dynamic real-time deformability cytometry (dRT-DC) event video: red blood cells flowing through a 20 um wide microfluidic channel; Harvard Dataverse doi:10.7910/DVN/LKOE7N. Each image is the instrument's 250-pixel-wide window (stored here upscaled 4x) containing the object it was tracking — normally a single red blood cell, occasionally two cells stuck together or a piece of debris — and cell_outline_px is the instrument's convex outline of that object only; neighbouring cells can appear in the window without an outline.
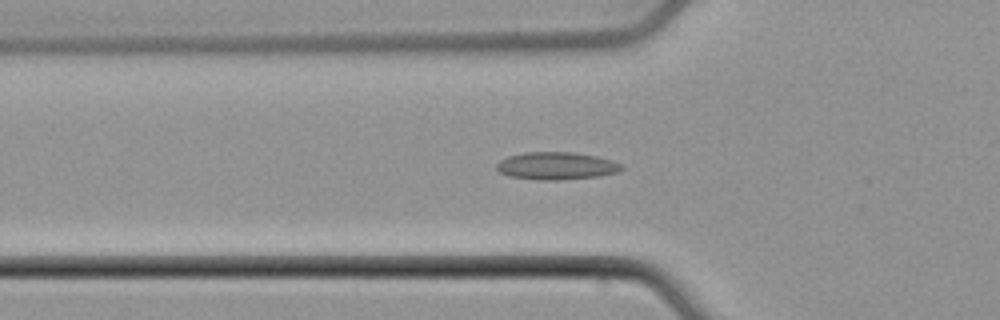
{"species": "common noctule bat (a hibernating species)", "species_latin": "Nyctalus noctula", "temperature_condition": "cold", "stored_images_in_passage": 51, "camera_frame_rate_fps": 3000, "um_per_image_px": 0.085, "animal": {"sex": "male", "body_mass_g": 21.5, "forearm_length_mm": 52.0}, "frame": {"image": 1, "passage_image": 18, "time_ms": 5.667, "image_size_px": [1000, 320], "cell_outline_px": [[624, 168], [620, 172], [600, 176], [560, 180], [536, 180], [508, 176], [500, 172], [496, 168], [496, 164], [500, 160], [508, 156], [524, 152], [572, 152], [596, 156], [612, 160], [620, 164]], "centroid_in_image_um": [47.29, 14.1], "position_along_channel_um": 78.5, "area_um2": 20.23}}
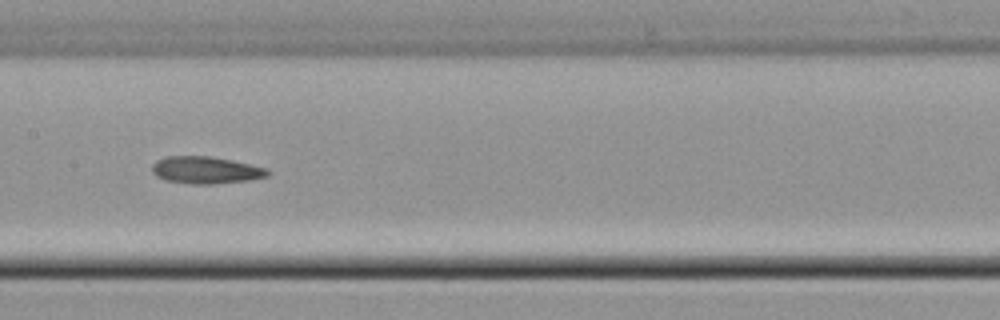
{"frame": {"image": 2, "passage_image": 26, "time_ms": 8.333, "image_size_px": [1000, 320], "cell_outline_px": [[272, 172], [268, 176], [248, 180], [212, 184], [192, 184], [164, 180], [156, 176], [152, 172], [152, 164], [156, 160], [164, 156], [208, 156], [232, 160], [268, 168]], "centroid_in_image_um": [17.48, 14.45], "position_along_channel_um": 189.9, "area_um2": 18.44}}
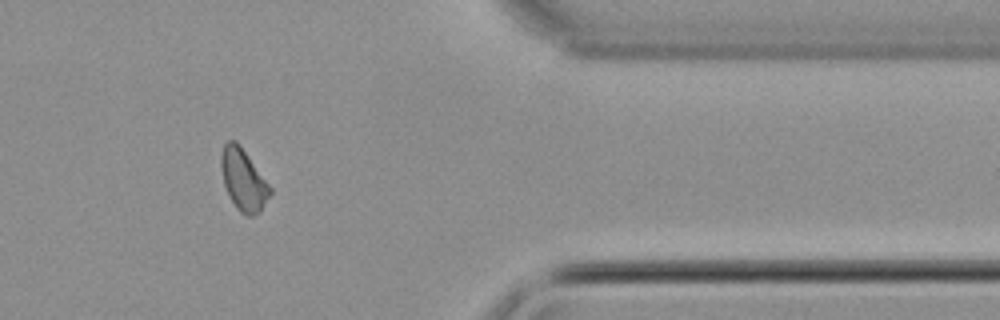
{"frame": {"image": 3, "passage_image": 42, "time_ms": 13.667, "image_size_px": [1000, 320], "cell_outline_px": [[272, 192], [260, 212], [252, 216], [248, 216], [240, 212], [236, 208], [224, 184], [220, 168], [220, 156], [224, 144], [228, 140], [236, 140], [240, 144], [272, 188]], "centroid_in_image_um": [20.69, 15.26], "position_along_channel_um": 390.7, "area_um2": 17.63}}